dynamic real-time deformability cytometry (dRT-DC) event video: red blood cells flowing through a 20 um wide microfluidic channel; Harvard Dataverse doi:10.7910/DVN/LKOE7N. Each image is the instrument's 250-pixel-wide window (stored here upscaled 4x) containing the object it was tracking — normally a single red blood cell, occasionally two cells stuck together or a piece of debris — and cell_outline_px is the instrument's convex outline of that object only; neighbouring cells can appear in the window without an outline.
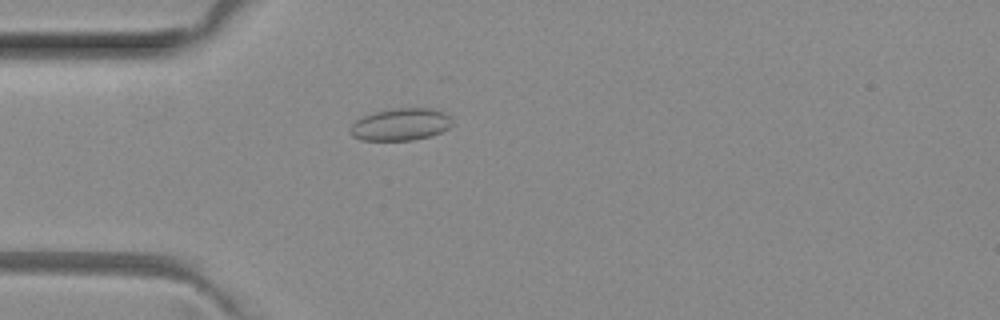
{"species": "common noctule bat (a hibernating species)", "species_latin": "Nyctalus noctula", "temperature_condition": "room temperature", "stored_images_in_passage": 1, "camera_frame_rate_fps": 3000, "um_per_image_px": 0.085, "animal": {"sex": "female", "body_mass_g": 29.2, "forearm_length_mm": 56.3}, "frame": {"image": 1, "passage_image": 1, "time_ms": 0.0, "image_size_px": [1000, 320], "cell_outline_px": [[452, 124], [448, 128], [432, 136], [412, 140], [360, 140], [352, 136], [352, 124], [360, 116], [392, 108], [440, 108], [452, 120]], "centroid_in_image_um": [34.08, 10.56], "position_along_channel_um": 50.9, "area_um2": 19.25}}